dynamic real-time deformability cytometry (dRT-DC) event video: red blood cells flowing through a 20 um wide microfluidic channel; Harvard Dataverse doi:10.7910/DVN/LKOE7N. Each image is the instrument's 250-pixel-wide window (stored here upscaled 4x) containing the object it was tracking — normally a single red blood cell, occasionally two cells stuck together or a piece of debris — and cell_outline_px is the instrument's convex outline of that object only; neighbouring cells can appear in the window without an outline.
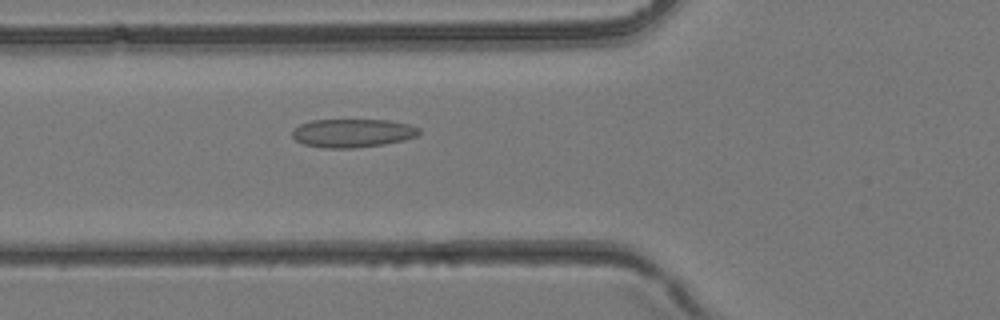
{"species": "common noctule bat (a hibernating species)", "species_latin": "Nyctalus noctula", "temperature_condition": "room temperature", "stored_images_in_passage": 22, "camera_frame_rate_fps": 3000, "um_per_image_px": 0.085, "animal": {"sex": "female", "body_mass_g": 24.6, "forearm_length_mm": 56.2}, "frame": {"image": 1, "passage_image": 15, "time_ms": 4.667, "image_size_px": [1000, 320], "cell_outline_px": [[420, 132], [416, 136], [404, 140], [384, 144], [352, 148], [324, 148], [304, 144], [296, 140], [292, 136], [292, 128], [300, 124], [312, 120], [388, 120], [408, 124], [420, 128]], "centroid_in_image_um": [29.95, 11.31], "position_along_channel_um": 95.9, "area_um2": 21.04}}
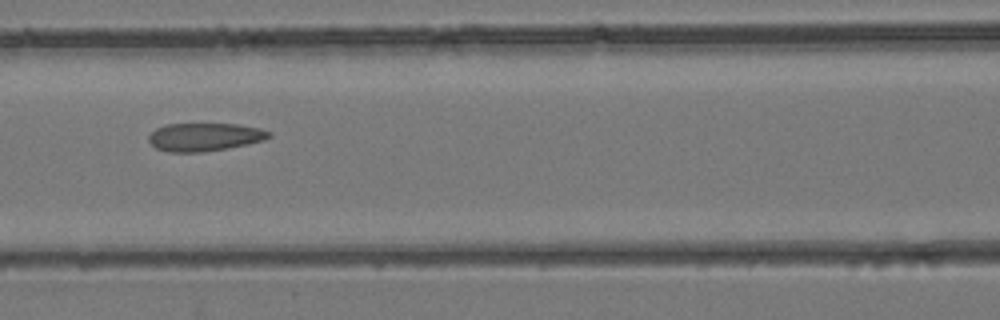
{"frame": {"image": 2, "passage_image": 18, "time_ms": 5.667, "image_size_px": [1000, 320], "cell_outline_px": [[272, 136], [264, 140], [248, 144], [200, 152], [172, 152], [156, 148], [148, 140], [148, 136], [156, 128], [168, 124], [236, 124], [260, 128], [272, 132]], "centroid_in_image_um": [17.41, 11.63], "position_along_channel_um": 149.2, "area_um2": 19.54}}
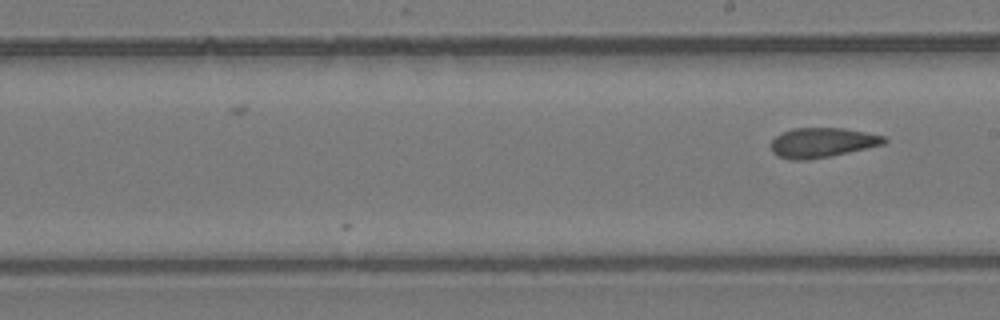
{"frame": {"image": 3, "passage_image": 22, "time_ms": 7.0, "image_size_px": [1000, 320], "cell_outline_px": [[888, 140], [884, 144], [828, 156], [804, 160], [792, 160], [776, 156], [772, 152], [772, 140], [776, 136], [792, 128], [844, 128], [884, 136]], "centroid_in_image_um": [69.86, 12.11], "position_along_channel_um": 219.1, "area_um2": 19.31}}